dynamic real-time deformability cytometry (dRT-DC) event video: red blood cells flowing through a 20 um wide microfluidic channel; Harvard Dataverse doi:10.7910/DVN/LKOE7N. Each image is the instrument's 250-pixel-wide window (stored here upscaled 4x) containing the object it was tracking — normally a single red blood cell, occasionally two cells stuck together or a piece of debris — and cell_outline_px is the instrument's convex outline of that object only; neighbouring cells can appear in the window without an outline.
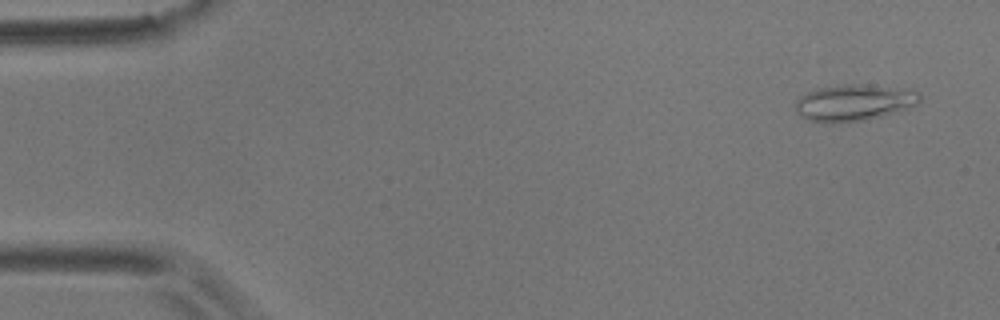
{"species": "common noctule bat (a hibernating species)", "species_latin": "Nyctalus noctula", "temperature_condition": "room temperature", "stored_images_in_passage": 56, "camera_frame_rate_fps": 3000, "um_per_image_px": 0.085, "animal": {"sex": "male", "body_mass_g": 17.9}, "frame": {"image": 1, "passage_image": 3, "time_ms": 0.667, "image_size_px": [1000, 320], "cell_outline_px": [[920, 100], [916, 104], [880, 116], [864, 120], [832, 124], [828, 124], [808, 120], [800, 116], [796, 112], [796, 100], [800, 96], [816, 88], [848, 84], [852, 84], [904, 88], [916, 92], [920, 96]], "centroid_in_image_um": [72.5, 8.74], "position_along_channel_um": 12.5, "area_um2": 26.13}}
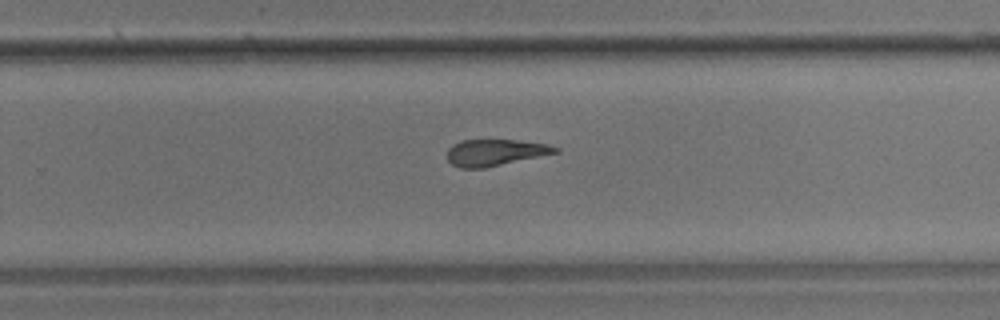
{"frame": {"image": 2, "passage_image": 36, "time_ms": 11.667, "image_size_px": [1000, 320], "cell_outline_px": [[560, 152], [484, 168], [460, 168], [452, 164], [448, 160], [448, 148], [452, 144], [460, 140], [516, 140], [548, 144], [560, 148]], "centroid_in_image_um": [42.1, 12.95], "position_along_channel_um": 287.7, "area_um2": 16.7}}
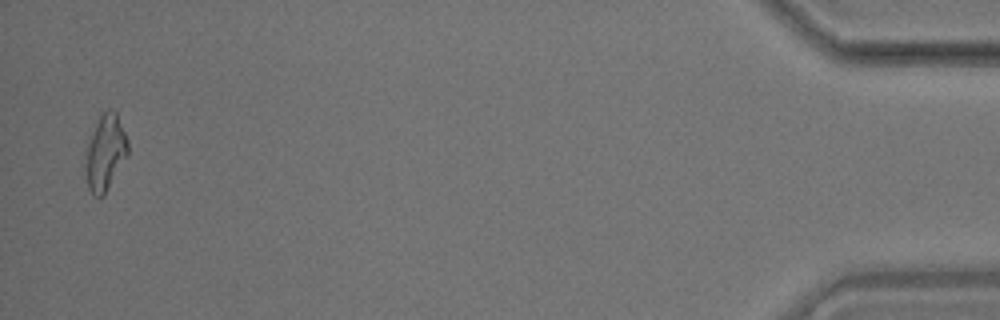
{"frame": {"image": 3, "passage_image": 55, "time_ms": 18.0, "image_size_px": [1000, 320], "cell_outline_px": [[128, 156], [104, 196], [92, 196], [88, 188], [88, 144], [96, 124], [100, 116], [108, 108], [112, 108], [116, 112], [128, 140]], "centroid_in_image_um": [9.02, 12.97], "position_along_channel_um": 426.2, "area_um2": 18.15}, "authors_computed_cell_mechanics": {"area_um2": 18.0625, "velocity_mm_per_s": 3.5487, "shape_relaxation_time_tau1_ms": 9.6684, "shape_relaxation_time_tau2_ms": 7.1746, "deformation_change_tau1": 0.2617, "deformation_change_tau2": 0.2006}}